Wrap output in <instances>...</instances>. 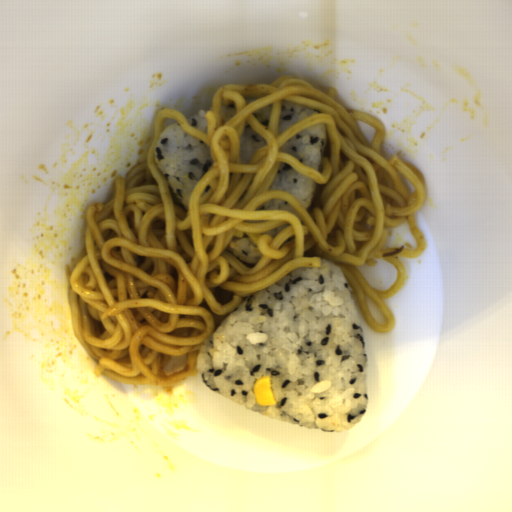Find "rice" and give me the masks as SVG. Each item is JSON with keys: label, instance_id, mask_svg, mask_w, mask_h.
<instances>
[{"label": "rice", "instance_id": "652b925c", "mask_svg": "<svg viewBox=\"0 0 512 512\" xmlns=\"http://www.w3.org/2000/svg\"><path fill=\"white\" fill-rule=\"evenodd\" d=\"M320 265L246 296L202 343L196 368L222 396L277 421L335 433L367 411V351L343 269L322 258ZM265 375L275 406L254 397V381Z\"/></svg>", "mask_w": 512, "mask_h": 512}, {"label": "rice", "instance_id": "023b6e5f", "mask_svg": "<svg viewBox=\"0 0 512 512\" xmlns=\"http://www.w3.org/2000/svg\"><path fill=\"white\" fill-rule=\"evenodd\" d=\"M153 156L175 205L187 214L192 192L215 163L208 144L185 132L177 122L164 127Z\"/></svg>", "mask_w": 512, "mask_h": 512}, {"label": "rice", "instance_id": "8eca5e8b", "mask_svg": "<svg viewBox=\"0 0 512 512\" xmlns=\"http://www.w3.org/2000/svg\"><path fill=\"white\" fill-rule=\"evenodd\" d=\"M327 142V125L320 122L294 134L281 145L279 150L294 156L298 161L322 175Z\"/></svg>", "mask_w": 512, "mask_h": 512}, {"label": "rice", "instance_id": "acb35da6", "mask_svg": "<svg viewBox=\"0 0 512 512\" xmlns=\"http://www.w3.org/2000/svg\"><path fill=\"white\" fill-rule=\"evenodd\" d=\"M319 184L307 176L300 174L289 163L281 162L277 168L269 191H284L292 194L297 202L310 214Z\"/></svg>", "mask_w": 512, "mask_h": 512}, {"label": "rice", "instance_id": "b023fe2a", "mask_svg": "<svg viewBox=\"0 0 512 512\" xmlns=\"http://www.w3.org/2000/svg\"><path fill=\"white\" fill-rule=\"evenodd\" d=\"M224 250L229 252L237 260L253 267L263 256L255 242L245 232L242 237H236L233 235L231 241Z\"/></svg>", "mask_w": 512, "mask_h": 512}, {"label": "rice", "instance_id": "e3fd555f", "mask_svg": "<svg viewBox=\"0 0 512 512\" xmlns=\"http://www.w3.org/2000/svg\"><path fill=\"white\" fill-rule=\"evenodd\" d=\"M323 114L318 110L282 99L278 136L295 123L313 115Z\"/></svg>", "mask_w": 512, "mask_h": 512}, {"label": "rice", "instance_id": "a3056103", "mask_svg": "<svg viewBox=\"0 0 512 512\" xmlns=\"http://www.w3.org/2000/svg\"><path fill=\"white\" fill-rule=\"evenodd\" d=\"M267 140L254 131L246 121L244 131L240 138V155L242 164H250L257 149L267 146Z\"/></svg>", "mask_w": 512, "mask_h": 512}, {"label": "rice", "instance_id": "f2f60c81", "mask_svg": "<svg viewBox=\"0 0 512 512\" xmlns=\"http://www.w3.org/2000/svg\"><path fill=\"white\" fill-rule=\"evenodd\" d=\"M255 210H288L302 222L301 217L296 209L285 200L275 198L259 205Z\"/></svg>", "mask_w": 512, "mask_h": 512}, {"label": "rice", "instance_id": "0b520998", "mask_svg": "<svg viewBox=\"0 0 512 512\" xmlns=\"http://www.w3.org/2000/svg\"><path fill=\"white\" fill-rule=\"evenodd\" d=\"M207 111H212V107L209 109L199 110L196 115L186 118L187 122L190 125L194 126L195 128L201 130L206 134L208 131V120L205 117Z\"/></svg>", "mask_w": 512, "mask_h": 512}, {"label": "rice", "instance_id": "e7b20468", "mask_svg": "<svg viewBox=\"0 0 512 512\" xmlns=\"http://www.w3.org/2000/svg\"><path fill=\"white\" fill-rule=\"evenodd\" d=\"M272 104L265 105L258 110L252 112L253 116L263 125L269 128L271 112H272Z\"/></svg>", "mask_w": 512, "mask_h": 512}, {"label": "rice", "instance_id": "d2b440a0", "mask_svg": "<svg viewBox=\"0 0 512 512\" xmlns=\"http://www.w3.org/2000/svg\"><path fill=\"white\" fill-rule=\"evenodd\" d=\"M236 112H237V109H236L234 103L230 104V105H224L222 103L220 115L224 122L229 120L233 116H235Z\"/></svg>", "mask_w": 512, "mask_h": 512}]
</instances>
